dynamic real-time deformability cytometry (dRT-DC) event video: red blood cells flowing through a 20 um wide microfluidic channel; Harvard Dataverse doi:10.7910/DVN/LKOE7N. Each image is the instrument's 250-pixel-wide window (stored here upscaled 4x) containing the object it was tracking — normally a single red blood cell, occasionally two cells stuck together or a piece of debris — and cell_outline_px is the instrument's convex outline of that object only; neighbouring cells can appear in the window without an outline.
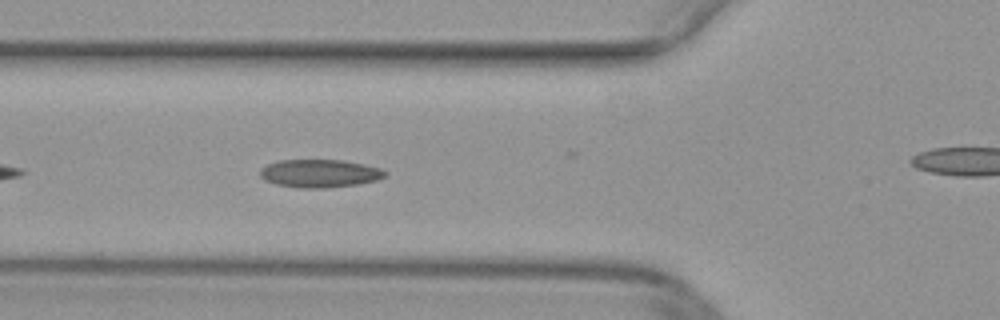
{"species": "common noctule bat (a hibernating species)", "species_latin": "Nyctalus noctula", "temperature_condition": "warm", "stored_images_in_passage": 27, "camera_frame_rate_fps": 3000, "um_per_image_px": 0.085, "animal": {"sex": "female", "body_mass_g": 29.2, "forearm_length_mm": 56.3}, "frame": {"image": 1, "passage_image": 5, "time_ms": 1.333, "image_size_px": [1000, 320], "cell_outline_px": [[388, 176], [376, 180], [356, 184], [324, 188], [300, 188], [276, 184], [264, 180], [260, 176], [260, 168], [276, 160], [344, 160], [364, 164], [380, 168], [388, 172]], "centroid_in_image_um": [27.17, 14.73], "position_along_channel_um": 98.6, "area_um2": 20.52}}
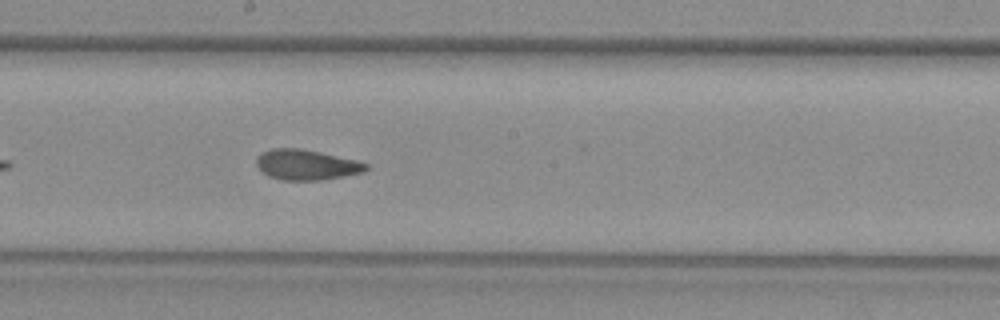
{"frame": {"image": 2, "passage_image": 14, "time_ms": 4.333, "image_size_px": [1000, 320], "cell_outline_px": [[368, 168], [364, 172], [320, 180], [280, 180], [268, 176], [256, 164], [256, 156], [260, 152], [272, 148], [300, 148], [320, 152], [356, 160], [368, 164]], "centroid_in_image_um": [26.01, 13.99], "position_along_channel_um": 222.2, "area_um2": 19.36}}
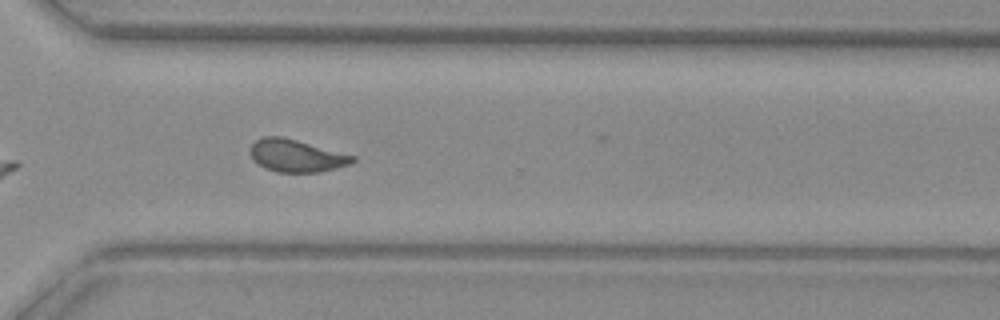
{"frame": {"image": 3, "passage_image": 23, "time_ms": 7.333, "image_size_px": [1000, 320], "cell_outline_px": [[356, 160], [348, 164], [336, 168], [320, 172], [276, 172], [264, 168], [252, 160], [248, 152], [252, 144], [256, 140], [264, 136], [280, 136], [296, 140], [356, 156]], "centroid_in_image_um": [25.14, 13.24], "position_along_channel_um": 345.5, "area_um2": 19.36}}